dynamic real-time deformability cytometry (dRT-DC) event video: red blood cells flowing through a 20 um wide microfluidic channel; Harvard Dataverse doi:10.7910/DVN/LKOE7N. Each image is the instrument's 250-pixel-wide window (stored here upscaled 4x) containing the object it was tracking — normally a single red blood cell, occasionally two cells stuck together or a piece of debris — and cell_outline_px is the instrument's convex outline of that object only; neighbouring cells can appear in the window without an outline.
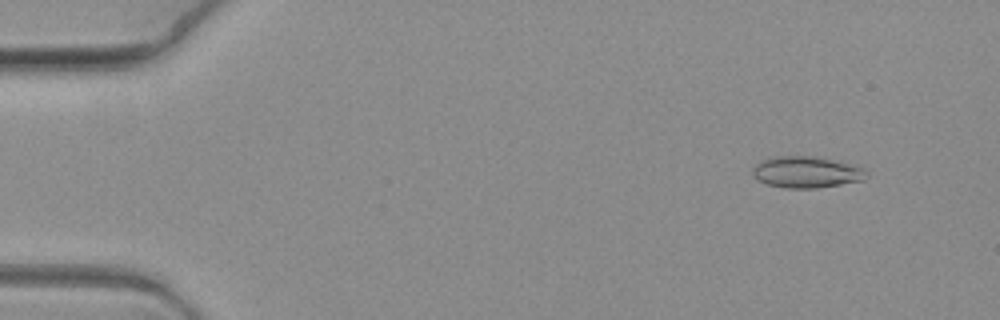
{"species": "common noctule bat (a hibernating species)", "species_latin": "Nyctalus noctula", "temperature_condition": "warm", "stored_images_in_passage": 8, "camera_frame_rate_fps": 3000, "um_per_image_px": 0.085, "animal": {"sex": "female", "body_mass_g": 19.3, "forearm_length_mm": 54.1}, "frame": {"image": 1, "passage_image": 2, "time_ms": 0.333, "image_size_px": [1000, 320], "cell_outline_px": [[868, 176], [864, 180], [816, 188], [784, 188], [768, 184], [760, 180], [752, 172], [756, 164], [764, 160], [776, 156], [812, 156], [864, 168], [868, 172]], "centroid_in_image_um": [68.57, 14.64], "position_along_channel_um": 16.4, "area_um2": 20.35}}
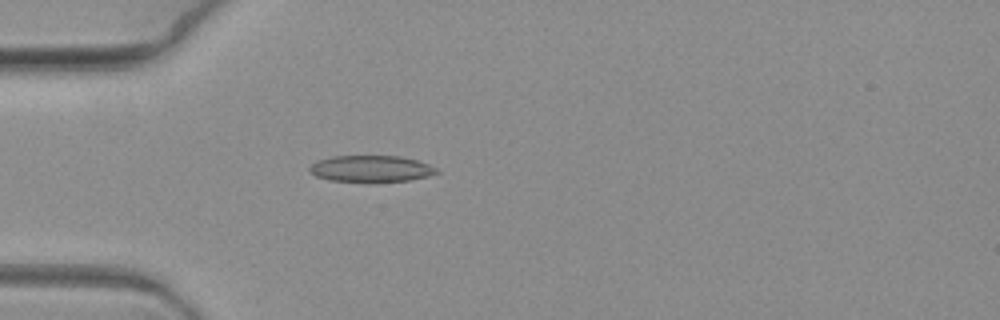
{"frame": {"image": 2, "passage_image": 6, "time_ms": 1.667, "image_size_px": [1000, 320], "cell_outline_px": [[440, 172], [428, 176], [408, 180], [328, 180], [316, 176], [308, 168], [316, 160], [332, 156], [400, 156], [416, 160], [428, 164], [436, 168]], "centroid_in_image_um": [31.53, 14.31], "position_along_channel_um": 53.5, "area_um2": 19.02}}
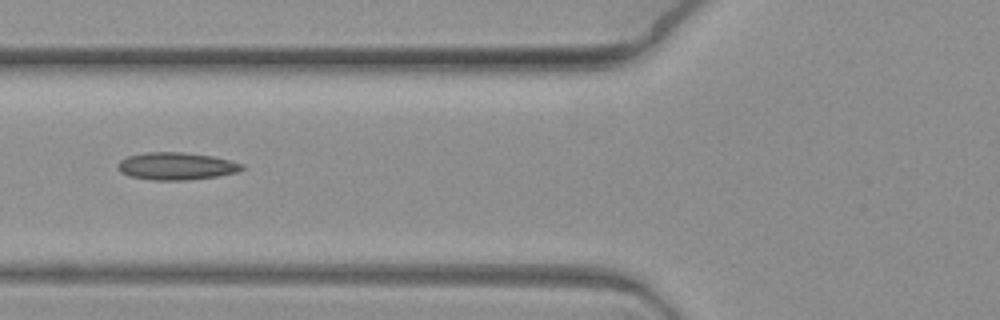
{"frame": {"image": 3, "passage_image": 8, "time_ms": 2.333, "image_size_px": [1000, 320], "cell_outline_px": [[244, 168], [236, 172], [216, 176], [184, 180], [152, 180], [128, 176], [120, 172], [116, 164], [120, 160], [128, 156], [144, 152], [184, 152], [212, 156], [244, 164]], "centroid_in_image_um": [14.93, 14.11], "position_along_channel_um": 110.9, "area_um2": 19.83}}